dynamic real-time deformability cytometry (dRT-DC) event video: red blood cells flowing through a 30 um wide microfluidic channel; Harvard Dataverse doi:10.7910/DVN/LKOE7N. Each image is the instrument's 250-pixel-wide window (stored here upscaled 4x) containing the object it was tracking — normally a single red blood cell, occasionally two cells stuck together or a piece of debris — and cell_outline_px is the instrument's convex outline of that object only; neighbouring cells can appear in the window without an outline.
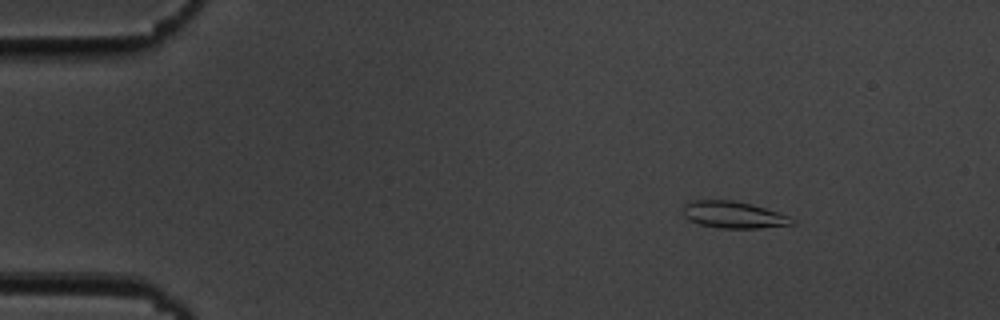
{"species": "common noctule bat (a hibernating species)", "species_latin": "Nyctalus noctula", "temperature_condition": "cold", "stored_images_in_passage": 54, "camera_frame_rate_fps": 3000, "um_per_image_px": 0.085, "animal": {"sex": "male", "body_mass_g": 19.5, "forearm_length_mm": 54.6}, "frame": {"image": 1, "passage_image": 7, "time_ms": 2.0, "image_size_px": [1000, 320], "cell_outline_px": [[796, 224], [760, 228], [720, 228], [700, 224], [688, 220], [680, 212], [684, 204], [692, 200], [732, 200], [752, 204], [788, 216], [796, 220]], "centroid_in_image_um": [62.3, 18.25], "position_along_channel_um": 22.7, "area_um2": 17.17}}
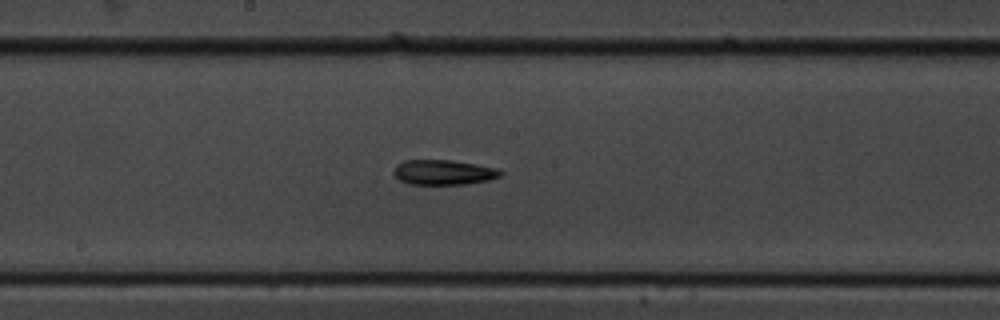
{"frame": {"image": 2, "passage_image": 29, "time_ms": 9.333, "image_size_px": [1000, 320], "cell_outline_px": [[504, 172], [500, 176], [488, 180], [464, 184], [408, 184], [400, 180], [392, 172], [396, 164], [404, 160], [452, 160], [476, 164], [496, 168]], "centroid_in_image_um": [37.67, 14.64], "position_along_channel_um": 210.5, "area_um2": 15.55}}
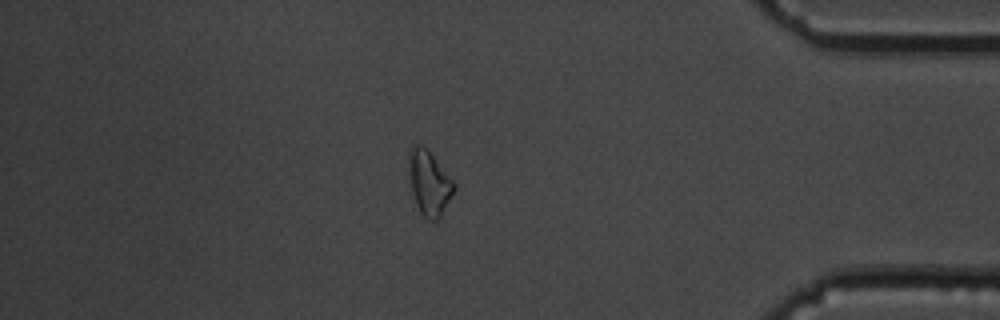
{"frame": {"image": 3, "passage_image": 47, "time_ms": 15.333, "image_size_px": [1000, 320], "cell_outline_px": [[456, 188], [440, 216], [436, 220], [428, 220], [420, 212], [412, 196], [408, 172], [408, 148], [412, 144], [420, 144], [428, 148], [456, 184]], "centroid_in_image_um": [36.44, 15.48], "position_along_channel_um": 398.8, "area_um2": 17.4}}